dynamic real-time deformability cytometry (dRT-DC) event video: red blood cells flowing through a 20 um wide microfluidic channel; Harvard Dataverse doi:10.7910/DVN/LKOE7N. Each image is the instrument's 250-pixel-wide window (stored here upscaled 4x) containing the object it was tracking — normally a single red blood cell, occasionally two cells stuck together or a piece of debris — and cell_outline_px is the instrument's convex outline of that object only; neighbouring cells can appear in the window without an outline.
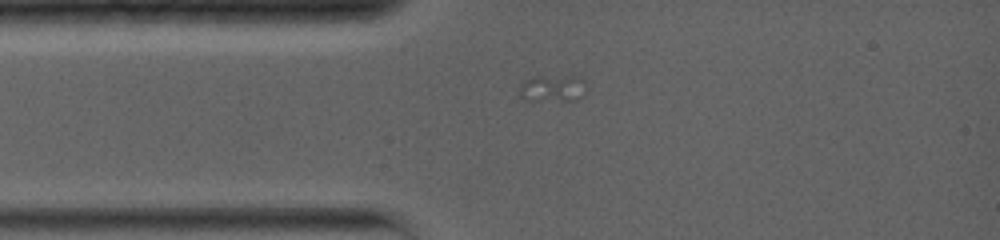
{"species": "common noctule bat (a hibernating species)", "species_latin": "Nyctalus noctula", "temperature_condition": "warm", "stored_images_in_passage": 18, "camera_frame_rate_fps": 5000, "um_per_image_px": 0.085, "animal": {"sex": "female", "body_mass_g": 19.0, "forearm_length_mm": 56.7}, "frame": {"image": 1, "passage_image": 12, "time_ms": 1.8, "image_size_px": [1000, 240], "cell_outline_px": [[584, 84], [580, 96], [576, 100], [524, 100], [520, 96], [520, 84], [536, 76], [580, 76], [584, 80]], "centroid_in_image_um": [46.94, 7.5], "position_along_channel_um": 38.1, "area_um2": 10.17}}